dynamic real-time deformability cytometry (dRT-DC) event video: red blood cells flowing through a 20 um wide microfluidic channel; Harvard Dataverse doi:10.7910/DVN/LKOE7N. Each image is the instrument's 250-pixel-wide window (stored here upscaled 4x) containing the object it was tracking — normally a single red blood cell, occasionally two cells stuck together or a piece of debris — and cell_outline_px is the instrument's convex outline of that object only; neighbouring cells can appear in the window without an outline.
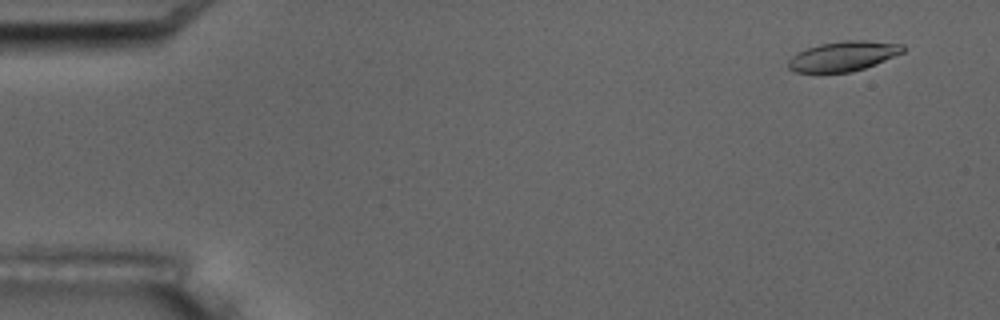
{"species": "common noctule bat (a hibernating species)", "species_latin": "Nyctalus noctula", "temperature_condition": "room temperature", "stored_images_in_passage": 4, "camera_frame_rate_fps": 3000, "um_per_image_px": 0.085, "animal": {"sex": "male", "body_mass_g": 17.5, "forearm_length_mm": 52.3}, "frame": {"image": 1, "passage_image": 1, "time_ms": 0.0, "image_size_px": [1000, 320], "cell_outline_px": [[904, 52], [876, 64], [852, 72], [796, 72], [788, 68], [788, 60], [792, 56], [808, 48], [820, 44], [844, 40], [864, 40], [904, 44]], "centroid_in_image_um": [71.71, 4.77], "position_along_channel_um": 13.3, "area_um2": 19.83}}
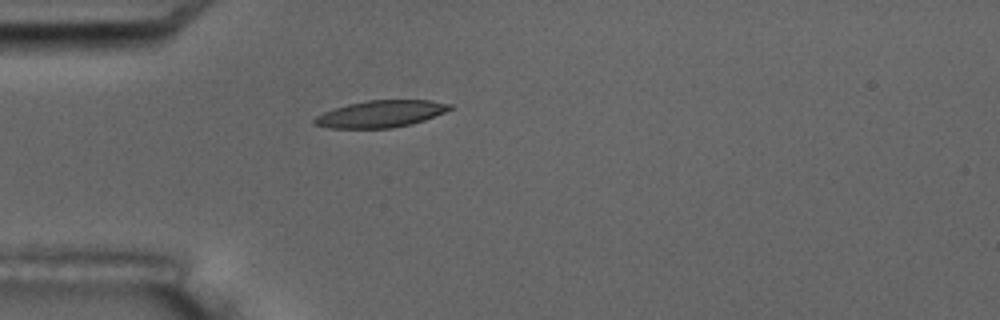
{"frame": {"image": 2, "passage_image": 4, "time_ms": 4.333, "image_size_px": [1000, 320], "cell_outline_px": [[452, 108], [444, 112], [424, 120], [412, 124], [392, 128], [332, 128], [312, 124], [312, 120], [316, 116], [324, 112], [348, 104], [368, 100], [428, 100], [452, 104]], "centroid_in_image_um": [32.35, 9.68], "position_along_channel_um": 52.6, "area_um2": 21.1}}